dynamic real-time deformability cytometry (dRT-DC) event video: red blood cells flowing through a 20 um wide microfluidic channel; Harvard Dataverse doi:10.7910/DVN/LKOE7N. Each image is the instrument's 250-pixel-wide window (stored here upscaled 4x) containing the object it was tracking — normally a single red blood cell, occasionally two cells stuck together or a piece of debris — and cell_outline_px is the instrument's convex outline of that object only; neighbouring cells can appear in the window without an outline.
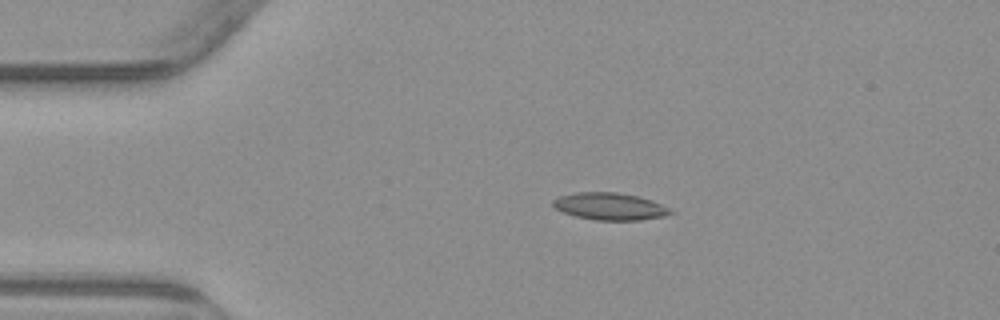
{"species": "common noctule bat (a hibernating species)", "species_latin": "Nyctalus noctula", "temperature_condition": "warm", "stored_images_in_passage": 3, "camera_frame_rate_fps": 3000, "um_per_image_px": 0.085, "animal": {"sex": "male", "body_mass_g": 23.1, "forearm_length_mm": 52.7}, "frame": {"image": 1, "passage_image": 2, "time_ms": 1.0, "image_size_px": [1000, 320], "cell_outline_px": [[676, 212], [664, 216], [640, 220], [596, 220], [576, 216], [564, 212], [556, 208], [552, 204], [552, 200], [560, 196], [576, 192], [616, 192], [636, 196], [652, 200]], "centroid_in_image_um": [51.84, 17.54], "position_along_channel_um": 33.2, "area_um2": 18.44}}